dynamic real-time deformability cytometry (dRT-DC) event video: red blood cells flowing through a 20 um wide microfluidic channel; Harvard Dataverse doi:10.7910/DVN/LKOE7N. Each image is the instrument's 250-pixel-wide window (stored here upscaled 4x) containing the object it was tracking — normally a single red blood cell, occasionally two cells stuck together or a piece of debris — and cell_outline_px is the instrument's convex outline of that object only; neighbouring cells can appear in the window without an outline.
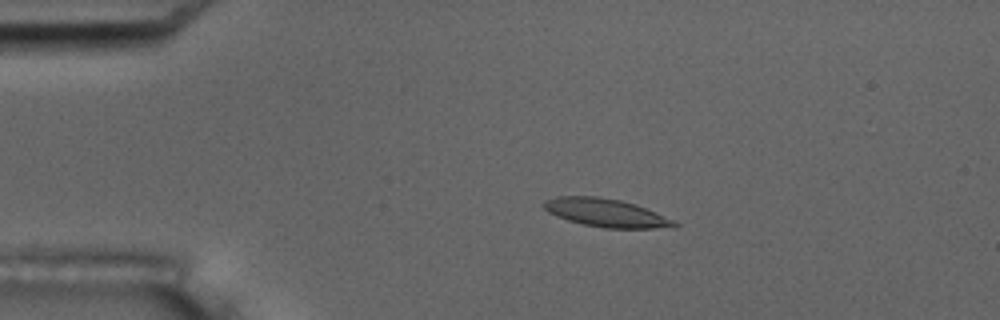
{"species": "common noctule bat (a hibernating species)", "species_latin": "Nyctalus noctula", "temperature_condition": "room temperature", "stored_images_in_passage": 3, "camera_frame_rate_fps": 3000, "um_per_image_px": 0.085, "animal": {"sex": "male", "body_mass_g": 17.5, "forearm_length_mm": 52.3}, "frame": {"image": 1, "passage_image": 2, "time_ms": 1.0, "image_size_px": [1000, 320], "cell_outline_px": [[680, 224], [676, 228], [604, 228], [584, 224], [568, 220], [548, 212], [540, 204], [544, 200], [560, 196], [596, 196], [620, 200], [636, 204], [656, 212]], "centroid_in_image_um": [51.52, 18.09], "position_along_channel_um": 33.5, "area_um2": 21.44}}